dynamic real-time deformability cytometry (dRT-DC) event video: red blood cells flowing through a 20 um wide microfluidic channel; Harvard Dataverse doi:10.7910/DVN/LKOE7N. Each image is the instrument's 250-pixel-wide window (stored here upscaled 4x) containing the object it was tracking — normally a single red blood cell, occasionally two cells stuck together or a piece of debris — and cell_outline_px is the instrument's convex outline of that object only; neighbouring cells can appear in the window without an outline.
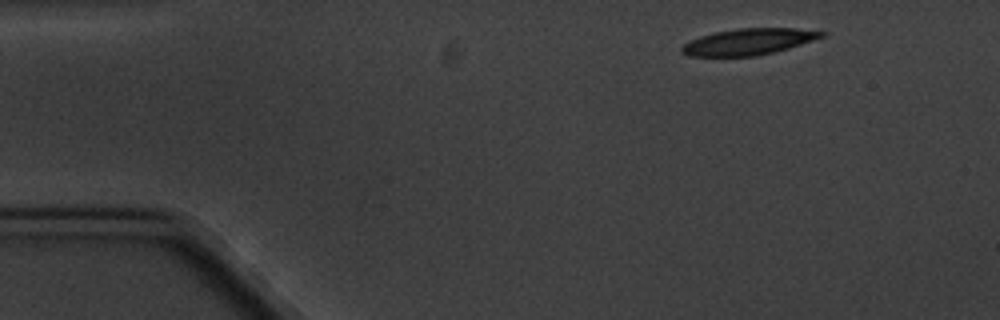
{"species": "common noctule bat (a hibernating species)", "species_latin": "Nyctalus noctula", "temperature_condition": "cold", "stored_images_in_passage": 5, "segment_of_instrument_passage": [2, 2], "camera_frame_rate_fps": 3000, "um_per_image_px": 0.085, "animal": {"sex": "male", "body_mass_g": 20.1, "forearm_length_mm": 53.5}, "frame": {"image": 1, "passage_image": 5, "time_ms": 5.333, "image_size_px": [1000, 320], "cell_outline_px": [[828, 32], [824, 36], [788, 48], [756, 56], [688, 56], [680, 52], [680, 48], [684, 44], [700, 36], [716, 32], [736, 28], [796, 28]], "centroid_in_image_um": [63.61, 3.54], "position_along_channel_um": 21.4, "area_um2": 21.27}}